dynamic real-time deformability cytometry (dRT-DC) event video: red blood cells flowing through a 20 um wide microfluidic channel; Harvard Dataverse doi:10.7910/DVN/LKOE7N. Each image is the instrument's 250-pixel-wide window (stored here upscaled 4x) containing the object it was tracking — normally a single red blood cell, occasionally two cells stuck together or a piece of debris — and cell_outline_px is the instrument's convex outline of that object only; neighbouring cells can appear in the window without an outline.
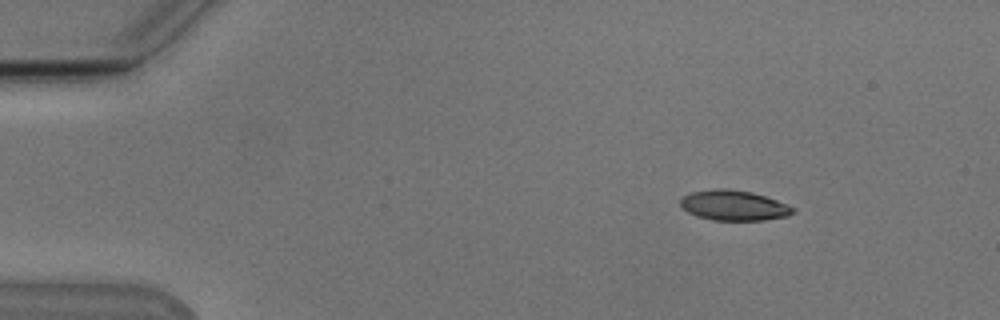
{"species": "Egyptian fruit bat (a non-hibernating species)", "species_latin": "Rousettus aegyptiacus", "temperature_condition": "cold", "stored_images_in_passage": 52, "camera_frame_rate_fps": 3000, "um_per_image_px": 0.085, "animal": {"sex": "male"}, "frame": {"image": 1, "passage_image": 6, "time_ms": 1.667, "image_size_px": [1000, 320], "cell_outline_px": [[796, 212], [788, 216], [764, 220], [712, 220], [696, 216], [688, 212], [680, 204], [680, 200], [684, 196], [692, 192], [716, 188], [728, 188], [752, 192], [788, 204], [796, 208]], "centroid_in_image_um": [62.41, 17.46], "position_along_channel_um": 22.6, "area_um2": 19.88}}
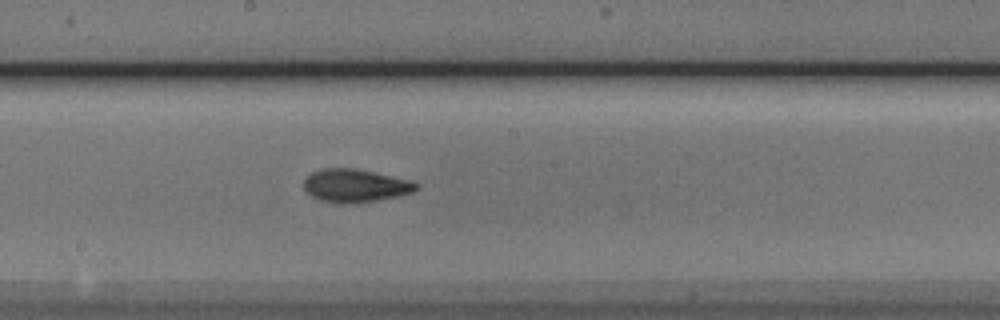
{"frame": {"image": 2, "passage_image": 28, "time_ms": 9.0, "image_size_px": [1000, 320], "cell_outline_px": [[420, 188], [412, 192], [396, 196], [356, 204], [336, 204], [320, 200], [312, 196], [304, 188], [304, 180], [312, 172], [324, 168], [356, 168], [408, 180], [420, 184]], "centroid_in_image_um": [30.18, 15.79], "position_along_channel_um": 218.0, "area_um2": 21.68}}
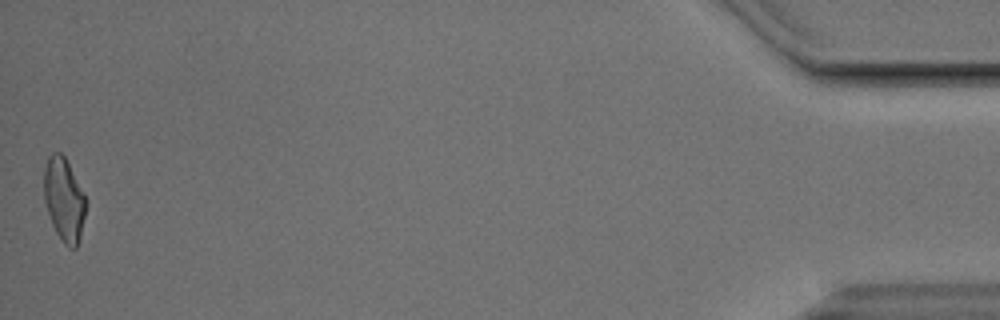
{"frame": {"image": 3, "passage_image": 52, "time_ms": 17.0, "image_size_px": [1000, 320], "cell_outline_px": [[88, 200], [80, 240], [76, 248], [68, 248], [64, 244], [56, 232], [52, 224], [44, 200], [44, 168], [48, 156], [52, 152], [60, 152], [64, 156]], "centroid_in_image_um": [5.46, 16.98], "position_along_channel_um": 429.7, "area_um2": 20.58}, "authors_computed_cell_mechanics": {"area_um2": 20.519, "velocity_mm_per_s": 3.8265, "shape_relaxation_time_tau1_ms": 4.4603, "shape_relaxation_time_tau2_ms": 2.4548, "deformation_change_tau1": 0.1545, "deformation_change_tau2": 0.0895}}